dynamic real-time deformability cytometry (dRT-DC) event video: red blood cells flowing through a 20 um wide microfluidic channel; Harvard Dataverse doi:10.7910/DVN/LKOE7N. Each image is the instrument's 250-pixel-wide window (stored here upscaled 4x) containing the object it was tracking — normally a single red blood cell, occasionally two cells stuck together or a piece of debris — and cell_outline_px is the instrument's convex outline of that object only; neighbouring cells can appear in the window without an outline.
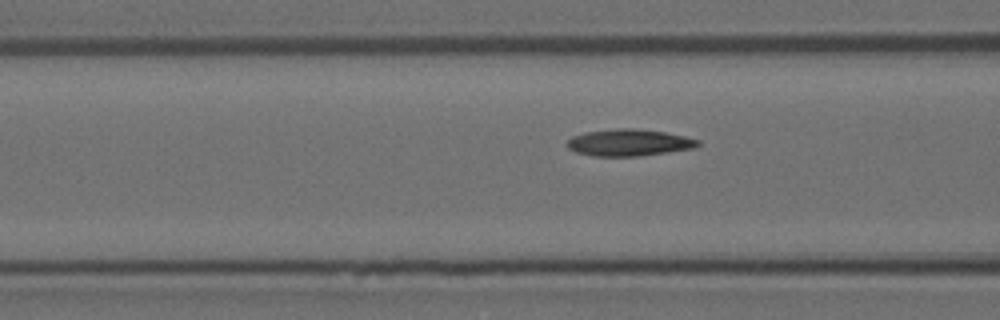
{"species": "Egyptian fruit bat (a non-hibernating species)", "species_latin": "Rousettus aegyptiacus", "temperature_condition": "room temperature", "stored_images_in_passage": 29, "camera_frame_rate_fps": 3000, "um_per_image_px": 0.085, "animal": {"sex": "female"}, "frame": {"image": 1, "passage_image": 14, "time_ms": 4.333, "image_size_px": [1000, 320], "cell_outline_px": [[700, 144], [692, 148], [668, 152], [640, 156], [592, 156], [576, 152], [568, 148], [568, 140], [572, 136], [584, 132], [616, 128], [632, 128], [664, 132], [684, 136], [700, 140]], "centroid_in_image_um": [53.44, 12.12], "position_along_channel_um": 113.2, "area_um2": 20.35}}
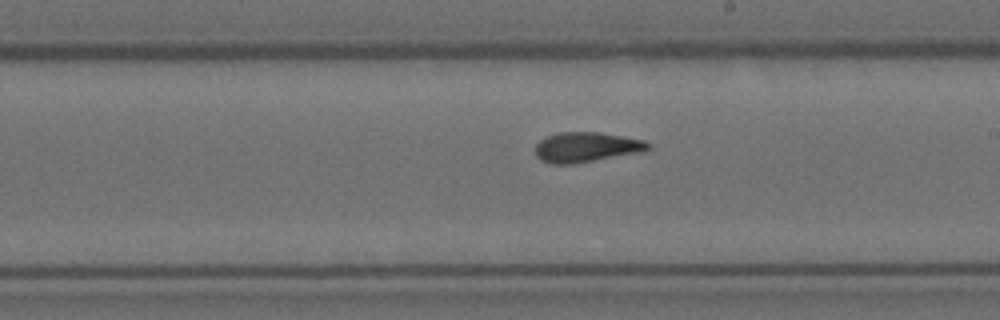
{"frame": {"image": 2, "passage_image": 24, "time_ms": 7.667, "image_size_px": [1000, 320], "cell_outline_px": [[652, 148], [640, 152], [572, 164], [552, 164], [540, 160], [536, 156], [536, 144], [540, 140], [548, 136], [560, 132], [600, 132], [644, 140]], "centroid_in_image_um": [49.81, 12.51], "position_along_channel_um": 239.2, "area_um2": 19.54}}
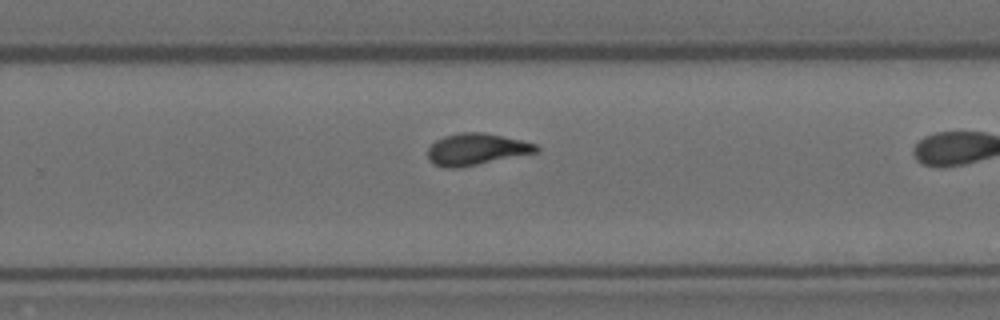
{"frame": {"image": 3, "passage_image": 28, "time_ms": 9.0, "image_size_px": [1000, 320], "cell_outline_px": [[540, 152], [456, 168], [448, 168], [436, 164], [428, 160], [428, 148], [436, 140], [444, 136], [460, 132], [484, 132], [520, 140], [536, 144], [540, 148]], "centroid_in_image_um": [40.5, 12.68], "position_along_channel_um": 289.3, "area_um2": 19.88}}